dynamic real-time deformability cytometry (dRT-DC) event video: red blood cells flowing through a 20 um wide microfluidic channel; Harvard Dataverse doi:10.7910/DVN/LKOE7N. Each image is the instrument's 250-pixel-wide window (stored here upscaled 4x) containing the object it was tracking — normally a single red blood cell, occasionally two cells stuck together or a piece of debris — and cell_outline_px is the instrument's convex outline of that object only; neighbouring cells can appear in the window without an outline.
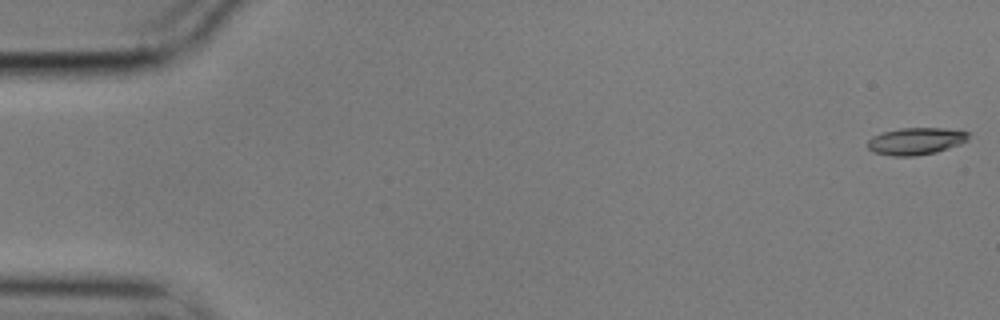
{"species": "common noctule bat (a hibernating species)", "species_latin": "Nyctalus noctula", "temperature_condition": "cold", "stored_images_in_passage": 12, "camera_frame_rate_fps": 3000, "um_per_image_px": 0.085, "animal": {"sex": "male", "body_mass_g": 17.9}, "frame": {"image": 1, "passage_image": 1, "time_ms": 0.0, "image_size_px": [1000, 320], "cell_outline_px": [[972, 132], [968, 140], [960, 144], [936, 152], [916, 156], [892, 156], [872, 152], [868, 148], [868, 140], [872, 136], [884, 132], [900, 128], [944, 128]], "centroid_in_image_um": [77.87, 11.99], "position_along_channel_um": 7.1, "area_um2": 16.07}}